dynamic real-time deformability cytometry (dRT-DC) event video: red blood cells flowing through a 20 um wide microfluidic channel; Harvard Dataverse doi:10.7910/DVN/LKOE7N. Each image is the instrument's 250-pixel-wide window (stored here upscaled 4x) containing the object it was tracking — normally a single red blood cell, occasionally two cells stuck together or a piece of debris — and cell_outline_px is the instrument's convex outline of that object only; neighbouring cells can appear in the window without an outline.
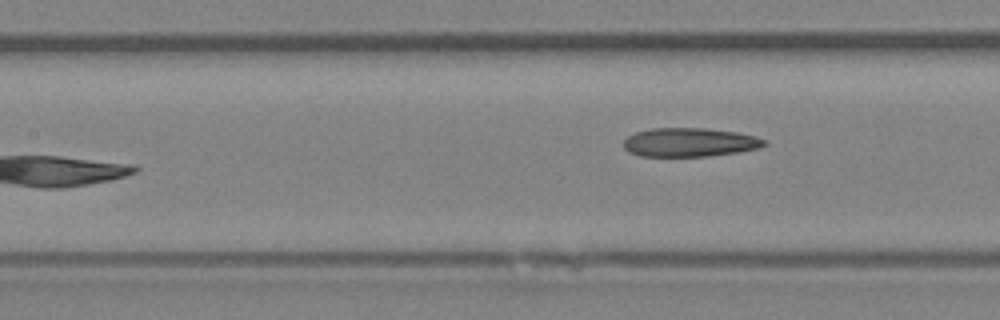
{"species": "Egyptian fruit bat (a non-hibernating species)", "species_latin": "Rousettus aegyptiacus", "temperature_condition": "room temperature", "stored_images_in_passage": 7, "camera_frame_rate_fps": 3000, "um_per_image_px": 0.085, "animal": {"sex": "female"}, "frame": {"image": 1, "passage_image": 7, "time_ms": 7.0, "image_size_px": [1000, 320], "cell_outline_px": [[768, 144], [760, 148], [736, 152], [708, 156], [640, 156], [628, 152], [624, 148], [624, 140], [628, 136], [636, 132], [652, 128], [704, 128], [736, 132], [756, 136], [764, 140]], "centroid_in_image_um": [58.61, 12.09], "position_along_channel_um": 148.8, "area_um2": 23.58}}